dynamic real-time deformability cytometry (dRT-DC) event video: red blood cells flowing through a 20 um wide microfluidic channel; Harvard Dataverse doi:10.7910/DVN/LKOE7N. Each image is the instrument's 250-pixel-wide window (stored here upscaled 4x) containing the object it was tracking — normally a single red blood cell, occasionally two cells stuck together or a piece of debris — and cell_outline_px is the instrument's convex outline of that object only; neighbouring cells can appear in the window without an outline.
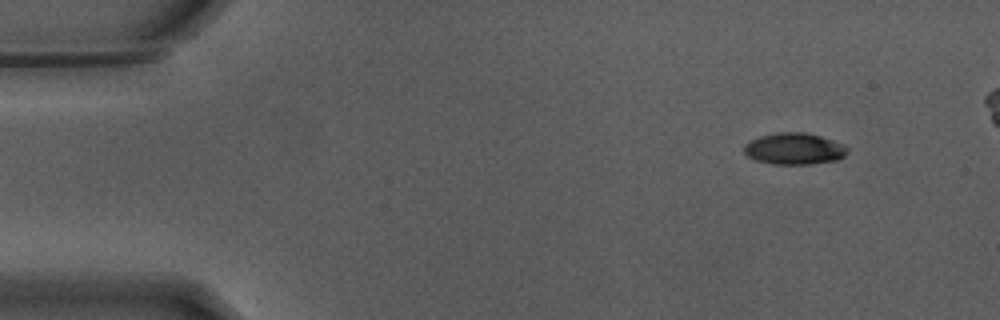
{"species": "Egyptian fruit bat (a non-hibernating species)", "species_latin": "Rousettus aegyptiacus", "temperature_condition": "warm", "stored_images_in_passage": 14, "camera_frame_rate_fps": 3000, "um_per_image_px": 0.085, "animal": {"sex": "male"}, "frame": {"image": 1, "passage_image": 5, "time_ms": 1.333, "image_size_px": [1000, 320], "cell_outline_px": [[848, 152], [840, 160], [808, 164], [772, 164], [756, 160], [748, 156], [744, 152], [744, 144], [760, 136], [776, 132], [804, 132], [820, 136], [844, 144], [848, 148]], "centroid_in_image_um": [67.53, 12.64], "position_along_channel_um": 17.5, "area_um2": 19.07}}